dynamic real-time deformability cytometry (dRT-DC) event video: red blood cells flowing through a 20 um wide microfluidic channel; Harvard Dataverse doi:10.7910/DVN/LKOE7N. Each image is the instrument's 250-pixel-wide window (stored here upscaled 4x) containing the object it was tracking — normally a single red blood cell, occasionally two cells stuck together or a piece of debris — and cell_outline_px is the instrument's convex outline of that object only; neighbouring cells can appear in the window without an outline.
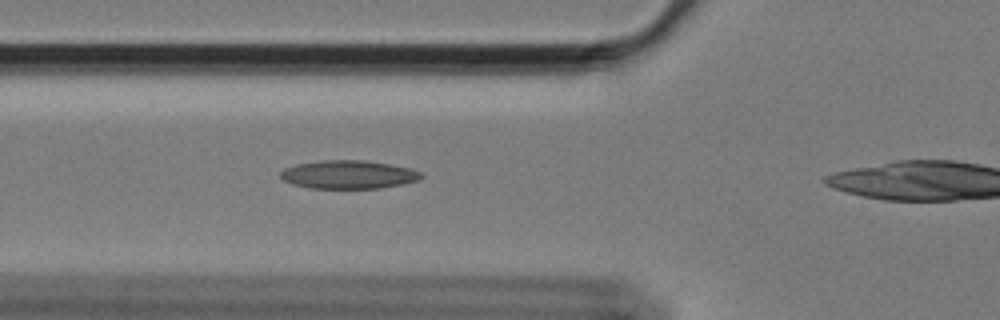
{"species": "Egyptian fruit bat (a non-hibernating species)", "species_latin": "Rousettus aegyptiacus", "temperature_condition": "cold", "stored_images_in_passage": 11, "camera_frame_rate_fps": 3000, "um_per_image_px": 0.085, "animal": {"sex": "female"}, "frame": {"image": 1, "passage_image": 10, "time_ms": 3.0, "image_size_px": [1000, 320], "cell_outline_px": [[424, 176], [420, 180], [380, 188], [308, 188], [284, 180], [280, 176], [280, 172], [284, 168], [296, 164], [320, 160], [364, 160], [388, 164], [408, 168], [420, 172]], "centroid_in_image_um": [29.61, 14.83], "position_along_channel_um": 96.2, "area_um2": 23.06}}